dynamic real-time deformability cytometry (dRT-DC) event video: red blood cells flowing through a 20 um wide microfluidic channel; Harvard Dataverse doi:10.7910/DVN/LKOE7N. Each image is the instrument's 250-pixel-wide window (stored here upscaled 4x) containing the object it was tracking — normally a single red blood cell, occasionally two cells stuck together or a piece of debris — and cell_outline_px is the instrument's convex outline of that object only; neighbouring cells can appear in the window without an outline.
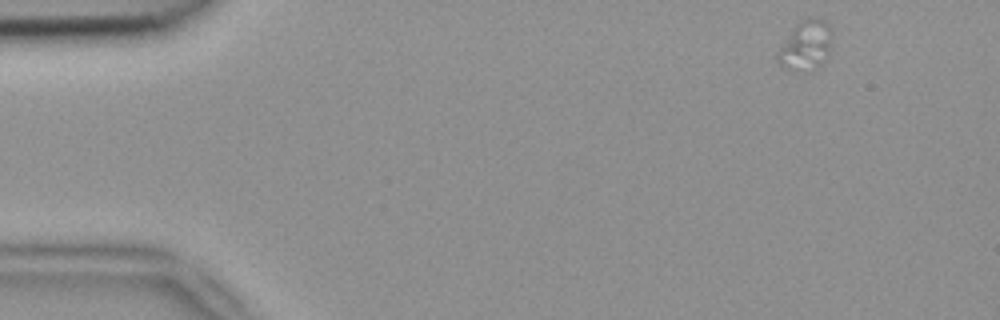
{"species": "common noctule bat (a hibernating species)", "species_latin": "Nyctalus noctula", "temperature_condition": "room temperature", "stored_images_in_passage": 4, "camera_frame_rate_fps": 3000, "um_per_image_px": 0.085, "animal": {"sex": "female", "body_mass_g": 18.4}, "frame": {"image": 1, "passage_image": 1, "time_ms": 0.0, "image_size_px": [1000, 320], "cell_outline_px": [[832, 36], [828, 56], [812, 72], [784, 68], [776, 60], [776, 52], [800, 20], [808, 16], [812, 16], [824, 20], [832, 28]], "centroid_in_image_um": [68.51, 3.85], "position_along_channel_um": 16.5, "area_um2": 15.9}}